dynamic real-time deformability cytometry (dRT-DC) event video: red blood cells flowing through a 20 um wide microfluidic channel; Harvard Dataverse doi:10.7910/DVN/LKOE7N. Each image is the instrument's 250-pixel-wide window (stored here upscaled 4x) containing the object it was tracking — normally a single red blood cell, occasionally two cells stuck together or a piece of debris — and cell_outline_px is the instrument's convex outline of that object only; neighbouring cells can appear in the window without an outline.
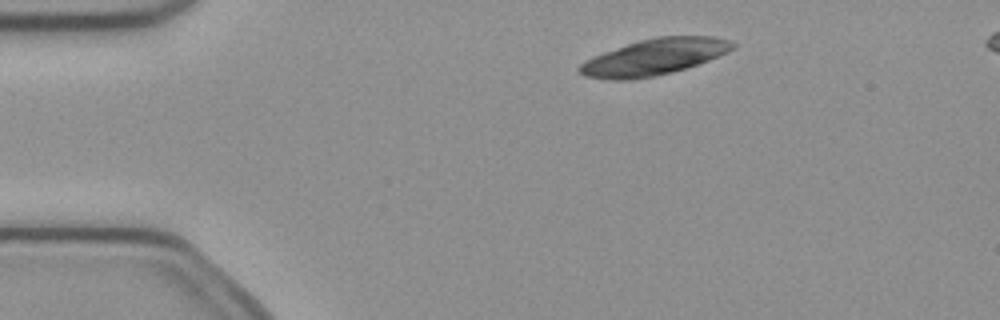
{"species": "common noctule bat (a hibernating species)", "species_latin": "Nyctalus noctula", "temperature_condition": "cold", "stored_images_in_passage": 4, "camera_frame_rate_fps": 3000, "um_per_image_px": 0.085, "animal": {"sex": "female", "body_mass_g": 21.9}, "frame": {"image": 1, "passage_image": 2, "time_ms": 0.333, "image_size_px": [1000, 320], "cell_outline_px": [[736, 48], [728, 52], [708, 60], [672, 72], [652, 76], [628, 80], [612, 80], [584, 76], [576, 68], [584, 60], [592, 56], [640, 40], [656, 36], [712, 36], [728, 40], [736, 44]], "centroid_in_image_um": [55.59, 4.84], "position_along_channel_um": 29.4, "area_um2": 32.08}}